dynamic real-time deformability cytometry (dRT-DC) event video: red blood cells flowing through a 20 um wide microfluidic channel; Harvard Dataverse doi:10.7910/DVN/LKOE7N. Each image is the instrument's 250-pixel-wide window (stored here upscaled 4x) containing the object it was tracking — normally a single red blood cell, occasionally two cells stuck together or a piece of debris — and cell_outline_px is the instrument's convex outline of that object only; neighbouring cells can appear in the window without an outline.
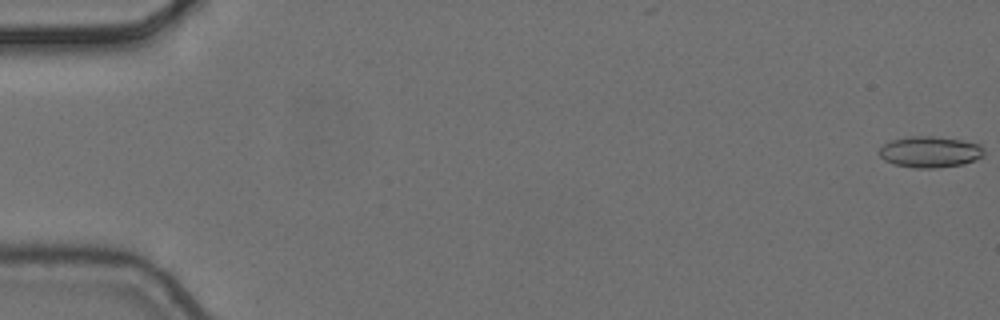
{"species": "common noctule bat (a hibernating species)", "species_latin": "Nyctalus noctula", "temperature_condition": "cold", "stored_images_in_passage": 5, "camera_frame_rate_fps": 3000, "um_per_image_px": 0.085, "animal": {"sex": "female", "body_mass_g": 24.6, "forearm_length_mm": 56.2}, "frame": {"image": 1, "passage_image": 1, "time_ms": 0.0, "image_size_px": [1000, 320], "cell_outline_px": [[984, 156], [976, 160], [964, 164], [936, 168], [916, 168], [892, 164], [884, 160], [880, 156], [880, 148], [884, 144], [892, 140], [908, 136], [932, 136], [960, 140], [980, 144], [984, 148]], "centroid_in_image_um": [79.07, 12.92], "position_along_channel_um": 5.9, "area_um2": 19.13}}
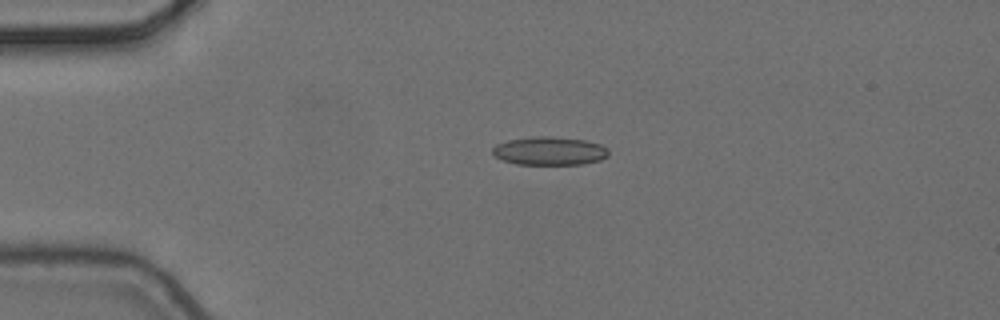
{"frame": {"image": 2, "passage_image": 4, "time_ms": 1.0, "image_size_px": [1000, 320], "cell_outline_px": [[608, 156], [600, 160], [584, 164], [516, 164], [504, 160], [496, 156], [492, 152], [492, 148], [496, 144], [508, 140], [532, 136], [552, 136], [584, 140], [600, 144], [608, 148]], "centroid_in_image_um": [46.72, 12.82], "position_along_channel_um": 38.3, "area_um2": 19.19}}